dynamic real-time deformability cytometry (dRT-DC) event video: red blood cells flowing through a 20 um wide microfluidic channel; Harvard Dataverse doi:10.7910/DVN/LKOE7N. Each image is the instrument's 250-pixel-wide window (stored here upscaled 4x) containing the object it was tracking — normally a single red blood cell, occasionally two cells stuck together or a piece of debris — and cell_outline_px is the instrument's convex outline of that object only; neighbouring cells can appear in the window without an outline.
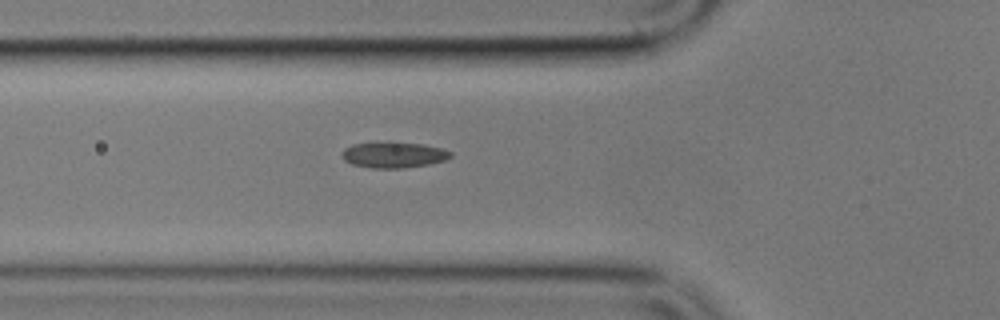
{"species": "common noctule bat (a hibernating species)", "species_latin": "Nyctalus noctula", "temperature_condition": "cold", "stored_images_in_passage": 25, "camera_frame_rate_fps": 3000, "um_per_image_px": 0.085, "animal": {"sex": "male", "body_mass_g": 17.9}, "frame": {"image": 1, "passage_image": 4, "time_ms": 1.0, "image_size_px": [1000, 320], "cell_outline_px": [[452, 156], [444, 160], [428, 164], [404, 168], [372, 168], [352, 164], [344, 160], [340, 156], [340, 152], [344, 148], [352, 144], [376, 140], [388, 140], [424, 144], [440, 148], [452, 152]], "centroid_in_image_um": [33.38, 13.12], "position_along_channel_um": 92.4, "area_um2": 17.05}}